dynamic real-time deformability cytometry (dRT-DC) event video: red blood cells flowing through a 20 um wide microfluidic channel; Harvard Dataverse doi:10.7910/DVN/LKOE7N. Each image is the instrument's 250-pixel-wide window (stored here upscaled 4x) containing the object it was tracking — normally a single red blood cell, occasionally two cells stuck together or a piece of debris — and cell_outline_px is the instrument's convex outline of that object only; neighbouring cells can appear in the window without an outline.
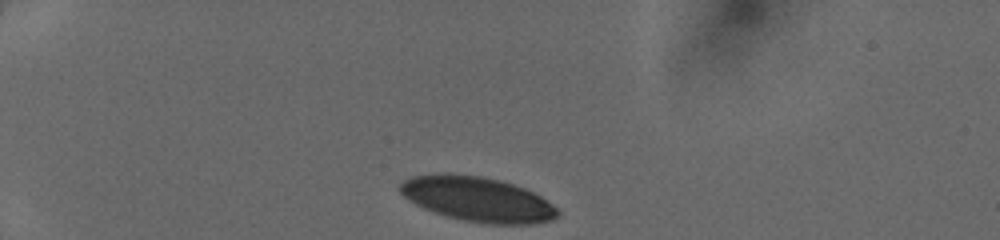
{"species": "human", "species_latin": "Homo sapiens", "temperature_condition": "cold", "stored_images_in_passage": 32, "camera_frame_rate_fps": 3000, "um_per_image_px": 0.085, "donor": {"sex": "female"}, "frame": {"image": 1, "passage_image": 1, "time_ms": 0.0, "image_size_px": [1000, 240], "cell_outline_px": [[560, 212], [552, 220], [536, 224], [484, 224], [460, 220], [424, 208], [408, 200], [400, 192], [400, 184], [404, 180], [412, 176], [432, 172], [448, 172], [480, 176], [500, 180], [524, 188], [540, 196], [552, 204]], "centroid_in_image_um": [40.56, 16.92], "position_along_channel_um": 44.4, "area_um2": 41.38}}
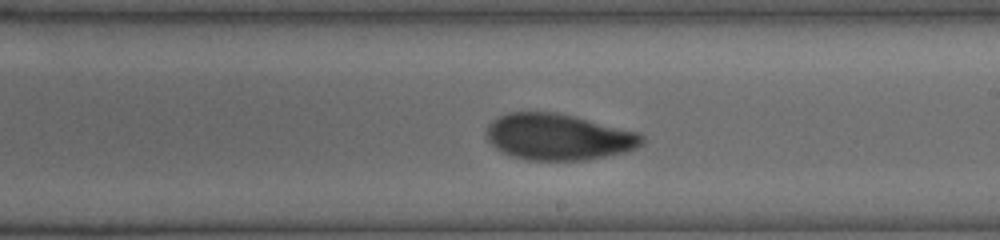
{"frame": {"image": 2, "passage_image": 19, "time_ms": 6.0, "image_size_px": [1000, 240], "cell_outline_px": [[644, 144], [636, 148], [624, 152], [588, 160], [524, 160], [512, 156], [496, 148], [484, 136], [484, 132], [488, 124], [492, 120], [508, 112], [556, 112], [576, 116], [636, 132], [644, 136]], "centroid_in_image_um": [47.43, 11.64], "position_along_channel_um": 241.6, "area_um2": 42.14}}
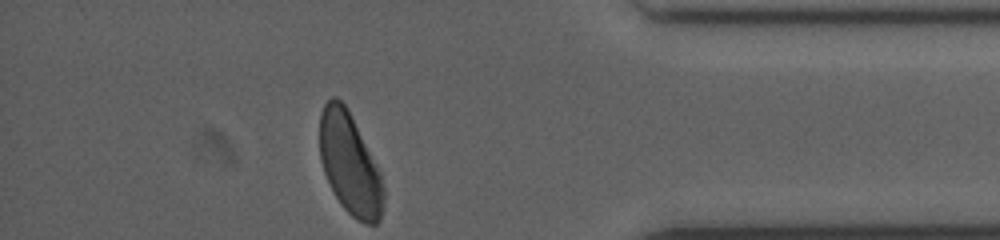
{"frame": {"image": 3, "passage_image": 32, "time_ms": 10.333, "image_size_px": [1000, 240], "cell_outline_px": [[384, 208], [380, 220], [376, 224], [364, 224], [356, 220], [340, 204], [324, 172], [320, 160], [320, 112], [324, 104], [332, 96], [336, 96], [348, 108], [380, 172], [384, 188]], "centroid_in_image_um": [29.74, 13.95], "position_along_channel_um": 405.5, "area_um2": 37.8}}